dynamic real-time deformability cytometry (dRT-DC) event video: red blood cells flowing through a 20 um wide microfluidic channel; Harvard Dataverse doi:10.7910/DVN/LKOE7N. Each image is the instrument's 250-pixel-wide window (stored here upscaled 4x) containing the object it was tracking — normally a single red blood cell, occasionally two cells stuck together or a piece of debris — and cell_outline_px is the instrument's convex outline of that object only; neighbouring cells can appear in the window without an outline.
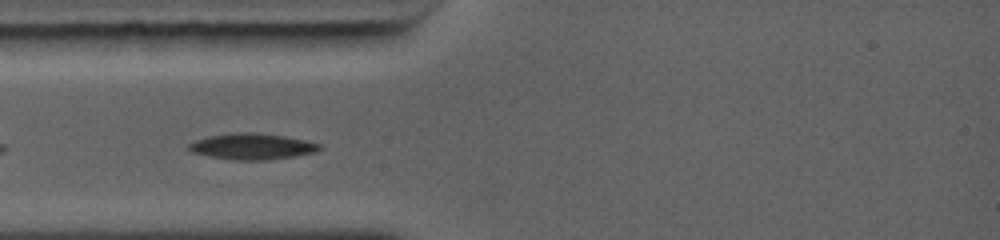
{"species": "common noctule bat (a hibernating species)", "species_latin": "Nyctalus noctula", "temperature_condition": "warm", "stored_images_in_passage": 54, "camera_frame_rate_fps": 5000, "um_per_image_px": 0.085, "animal": {"sex": "female", "body_mass_g": 19.0, "forearm_length_mm": 56.7}, "frame": {"image": 1, "passage_image": 1, "time_ms": 0.0, "image_size_px": [1000, 240], "cell_outline_px": [[320, 148], [316, 152], [292, 156], [264, 160], [236, 160], [208, 156], [192, 152], [188, 148], [188, 144], [196, 140], [212, 136], [284, 136], [304, 140], [320, 144]], "centroid_in_image_um": [21.44, 12.52], "position_along_channel_um": 63.6, "area_um2": 18.21}}
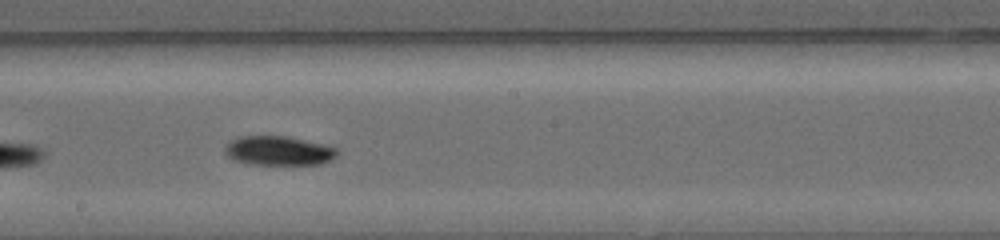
{"frame": {"image": 2, "passage_image": 25, "time_ms": 3.6, "image_size_px": [1000, 240], "cell_outline_px": [[340, 152], [332, 160], [320, 164], [244, 164], [232, 160], [224, 152], [228, 144], [232, 140], [240, 136], [280, 136], [300, 140], [336, 148]], "centroid_in_image_um": [23.64, 12.84], "position_along_channel_um": 224.6, "area_um2": 18.79}}
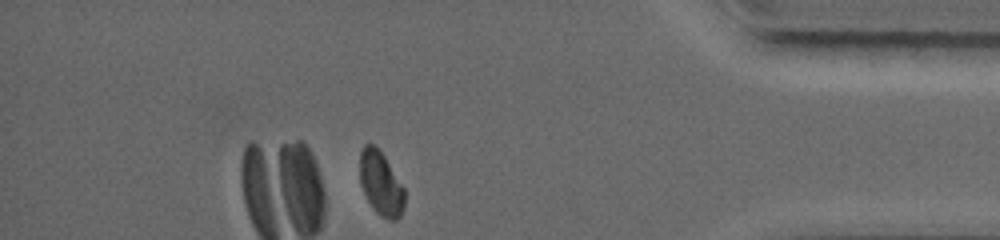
{"frame": {"image": 3, "passage_image": 54, "time_ms": 8.4, "image_size_px": [1000, 240], "cell_outline_px": [[404, 208], [400, 216], [396, 220], [388, 220], [380, 216], [372, 208], [360, 184], [360, 152], [364, 144], [372, 144], [384, 156], [404, 188]], "centroid_in_image_um": [32.37, 15.63], "position_along_channel_um": 402.8, "area_um2": 16.53}}